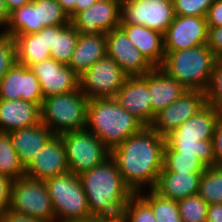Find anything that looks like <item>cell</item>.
<instances>
[{"label":"cell","instance_id":"cell-39","mask_svg":"<svg viewBox=\"0 0 222 222\" xmlns=\"http://www.w3.org/2000/svg\"><path fill=\"white\" fill-rule=\"evenodd\" d=\"M15 62L14 39L12 36L0 32V81Z\"/></svg>","mask_w":222,"mask_h":222},{"label":"cell","instance_id":"cell-7","mask_svg":"<svg viewBox=\"0 0 222 222\" xmlns=\"http://www.w3.org/2000/svg\"><path fill=\"white\" fill-rule=\"evenodd\" d=\"M10 210L43 222H56V214L45 181L27 176L13 180Z\"/></svg>","mask_w":222,"mask_h":222},{"label":"cell","instance_id":"cell-44","mask_svg":"<svg viewBox=\"0 0 222 222\" xmlns=\"http://www.w3.org/2000/svg\"><path fill=\"white\" fill-rule=\"evenodd\" d=\"M0 222H43L39 219L32 218L31 216L15 213L8 210L0 217Z\"/></svg>","mask_w":222,"mask_h":222},{"label":"cell","instance_id":"cell-51","mask_svg":"<svg viewBox=\"0 0 222 222\" xmlns=\"http://www.w3.org/2000/svg\"><path fill=\"white\" fill-rule=\"evenodd\" d=\"M97 0H78L75 3V14L91 7Z\"/></svg>","mask_w":222,"mask_h":222},{"label":"cell","instance_id":"cell-15","mask_svg":"<svg viewBox=\"0 0 222 222\" xmlns=\"http://www.w3.org/2000/svg\"><path fill=\"white\" fill-rule=\"evenodd\" d=\"M0 99L24 100L41 107L43 95L31 68L15 62L0 81Z\"/></svg>","mask_w":222,"mask_h":222},{"label":"cell","instance_id":"cell-45","mask_svg":"<svg viewBox=\"0 0 222 222\" xmlns=\"http://www.w3.org/2000/svg\"><path fill=\"white\" fill-rule=\"evenodd\" d=\"M206 222H222V203L208 205Z\"/></svg>","mask_w":222,"mask_h":222},{"label":"cell","instance_id":"cell-21","mask_svg":"<svg viewBox=\"0 0 222 222\" xmlns=\"http://www.w3.org/2000/svg\"><path fill=\"white\" fill-rule=\"evenodd\" d=\"M12 146L26 168L46 143L54 136L42 122L9 133Z\"/></svg>","mask_w":222,"mask_h":222},{"label":"cell","instance_id":"cell-37","mask_svg":"<svg viewBox=\"0 0 222 222\" xmlns=\"http://www.w3.org/2000/svg\"><path fill=\"white\" fill-rule=\"evenodd\" d=\"M206 101L209 106L222 112V58H217L215 61L206 91Z\"/></svg>","mask_w":222,"mask_h":222},{"label":"cell","instance_id":"cell-5","mask_svg":"<svg viewBox=\"0 0 222 222\" xmlns=\"http://www.w3.org/2000/svg\"><path fill=\"white\" fill-rule=\"evenodd\" d=\"M89 98L80 90L48 96L43 99L41 122L54 135L84 130L87 126Z\"/></svg>","mask_w":222,"mask_h":222},{"label":"cell","instance_id":"cell-30","mask_svg":"<svg viewBox=\"0 0 222 222\" xmlns=\"http://www.w3.org/2000/svg\"><path fill=\"white\" fill-rule=\"evenodd\" d=\"M0 174L6 175L12 180L25 176V168L20 162L19 156L12 146L10 134L0 132Z\"/></svg>","mask_w":222,"mask_h":222},{"label":"cell","instance_id":"cell-38","mask_svg":"<svg viewBox=\"0 0 222 222\" xmlns=\"http://www.w3.org/2000/svg\"><path fill=\"white\" fill-rule=\"evenodd\" d=\"M215 0H172L175 15L206 17Z\"/></svg>","mask_w":222,"mask_h":222},{"label":"cell","instance_id":"cell-16","mask_svg":"<svg viewBox=\"0 0 222 222\" xmlns=\"http://www.w3.org/2000/svg\"><path fill=\"white\" fill-rule=\"evenodd\" d=\"M30 68L39 80L43 98L79 89V76L67 64L49 58Z\"/></svg>","mask_w":222,"mask_h":222},{"label":"cell","instance_id":"cell-36","mask_svg":"<svg viewBox=\"0 0 222 222\" xmlns=\"http://www.w3.org/2000/svg\"><path fill=\"white\" fill-rule=\"evenodd\" d=\"M123 215L127 222H157L151 207L138 194L129 199Z\"/></svg>","mask_w":222,"mask_h":222},{"label":"cell","instance_id":"cell-29","mask_svg":"<svg viewBox=\"0 0 222 222\" xmlns=\"http://www.w3.org/2000/svg\"><path fill=\"white\" fill-rule=\"evenodd\" d=\"M79 33L71 24L65 26H57V34H54L53 46L50 49L51 58L68 64L71 56L76 48Z\"/></svg>","mask_w":222,"mask_h":222},{"label":"cell","instance_id":"cell-20","mask_svg":"<svg viewBox=\"0 0 222 222\" xmlns=\"http://www.w3.org/2000/svg\"><path fill=\"white\" fill-rule=\"evenodd\" d=\"M38 123H41L39 105L21 99H0V132L10 133Z\"/></svg>","mask_w":222,"mask_h":222},{"label":"cell","instance_id":"cell-35","mask_svg":"<svg viewBox=\"0 0 222 222\" xmlns=\"http://www.w3.org/2000/svg\"><path fill=\"white\" fill-rule=\"evenodd\" d=\"M183 222H206L208 204L198 194L177 201Z\"/></svg>","mask_w":222,"mask_h":222},{"label":"cell","instance_id":"cell-47","mask_svg":"<svg viewBox=\"0 0 222 222\" xmlns=\"http://www.w3.org/2000/svg\"><path fill=\"white\" fill-rule=\"evenodd\" d=\"M78 0H57L70 19L75 15V3Z\"/></svg>","mask_w":222,"mask_h":222},{"label":"cell","instance_id":"cell-14","mask_svg":"<svg viewBox=\"0 0 222 222\" xmlns=\"http://www.w3.org/2000/svg\"><path fill=\"white\" fill-rule=\"evenodd\" d=\"M207 35L206 17L175 15L163 35L164 51H179L205 45Z\"/></svg>","mask_w":222,"mask_h":222},{"label":"cell","instance_id":"cell-50","mask_svg":"<svg viewBox=\"0 0 222 222\" xmlns=\"http://www.w3.org/2000/svg\"><path fill=\"white\" fill-rule=\"evenodd\" d=\"M92 222H127L124 215L113 216V217H97L91 220Z\"/></svg>","mask_w":222,"mask_h":222},{"label":"cell","instance_id":"cell-32","mask_svg":"<svg viewBox=\"0 0 222 222\" xmlns=\"http://www.w3.org/2000/svg\"><path fill=\"white\" fill-rule=\"evenodd\" d=\"M166 143L181 155L196 156L206 167L215 166L212 140L166 141Z\"/></svg>","mask_w":222,"mask_h":222},{"label":"cell","instance_id":"cell-27","mask_svg":"<svg viewBox=\"0 0 222 222\" xmlns=\"http://www.w3.org/2000/svg\"><path fill=\"white\" fill-rule=\"evenodd\" d=\"M44 28L39 24L38 9L30 2L10 13L4 33L10 36L39 32Z\"/></svg>","mask_w":222,"mask_h":222},{"label":"cell","instance_id":"cell-3","mask_svg":"<svg viewBox=\"0 0 222 222\" xmlns=\"http://www.w3.org/2000/svg\"><path fill=\"white\" fill-rule=\"evenodd\" d=\"M144 127L115 97L89 100L86 129L97 136L110 151Z\"/></svg>","mask_w":222,"mask_h":222},{"label":"cell","instance_id":"cell-6","mask_svg":"<svg viewBox=\"0 0 222 222\" xmlns=\"http://www.w3.org/2000/svg\"><path fill=\"white\" fill-rule=\"evenodd\" d=\"M45 183L56 214V222H86L93 219L78 175L67 172L49 178Z\"/></svg>","mask_w":222,"mask_h":222},{"label":"cell","instance_id":"cell-33","mask_svg":"<svg viewBox=\"0 0 222 222\" xmlns=\"http://www.w3.org/2000/svg\"><path fill=\"white\" fill-rule=\"evenodd\" d=\"M207 167L196 156L181 155L167 143L164 148L162 170L173 172H204Z\"/></svg>","mask_w":222,"mask_h":222},{"label":"cell","instance_id":"cell-31","mask_svg":"<svg viewBox=\"0 0 222 222\" xmlns=\"http://www.w3.org/2000/svg\"><path fill=\"white\" fill-rule=\"evenodd\" d=\"M198 195L208 205L222 203V166L207 167L201 175Z\"/></svg>","mask_w":222,"mask_h":222},{"label":"cell","instance_id":"cell-24","mask_svg":"<svg viewBox=\"0 0 222 222\" xmlns=\"http://www.w3.org/2000/svg\"><path fill=\"white\" fill-rule=\"evenodd\" d=\"M129 40L145 58L154 66L161 67L165 59L163 34L142 25H119Z\"/></svg>","mask_w":222,"mask_h":222},{"label":"cell","instance_id":"cell-40","mask_svg":"<svg viewBox=\"0 0 222 222\" xmlns=\"http://www.w3.org/2000/svg\"><path fill=\"white\" fill-rule=\"evenodd\" d=\"M13 180L0 174V217L10 210V196Z\"/></svg>","mask_w":222,"mask_h":222},{"label":"cell","instance_id":"cell-19","mask_svg":"<svg viewBox=\"0 0 222 222\" xmlns=\"http://www.w3.org/2000/svg\"><path fill=\"white\" fill-rule=\"evenodd\" d=\"M221 116L220 110L207 104L197 114L168 134L165 139L166 141L212 140L216 123Z\"/></svg>","mask_w":222,"mask_h":222},{"label":"cell","instance_id":"cell-43","mask_svg":"<svg viewBox=\"0 0 222 222\" xmlns=\"http://www.w3.org/2000/svg\"><path fill=\"white\" fill-rule=\"evenodd\" d=\"M215 166H222V116L216 123L213 134Z\"/></svg>","mask_w":222,"mask_h":222},{"label":"cell","instance_id":"cell-28","mask_svg":"<svg viewBox=\"0 0 222 222\" xmlns=\"http://www.w3.org/2000/svg\"><path fill=\"white\" fill-rule=\"evenodd\" d=\"M137 194L151 207L157 222H183L176 200L163 197L154 189Z\"/></svg>","mask_w":222,"mask_h":222},{"label":"cell","instance_id":"cell-17","mask_svg":"<svg viewBox=\"0 0 222 222\" xmlns=\"http://www.w3.org/2000/svg\"><path fill=\"white\" fill-rule=\"evenodd\" d=\"M115 98L145 126L152 124L153 109L148 89V73L143 76H127Z\"/></svg>","mask_w":222,"mask_h":222},{"label":"cell","instance_id":"cell-49","mask_svg":"<svg viewBox=\"0 0 222 222\" xmlns=\"http://www.w3.org/2000/svg\"><path fill=\"white\" fill-rule=\"evenodd\" d=\"M9 13L13 12L15 9L23 7L29 4L32 0H4Z\"/></svg>","mask_w":222,"mask_h":222},{"label":"cell","instance_id":"cell-1","mask_svg":"<svg viewBox=\"0 0 222 222\" xmlns=\"http://www.w3.org/2000/svg\"><path fill=\"white\" fill-rule=\"evenodd\" d=\"M165 137L145 126L111 151L125 184L134 194L154 189L163 168Z\"/></svg>","mask_w":222,"mask_h":222},{"label":"cell","instance_id":"cell-41","mask_svg":"<svg viewBox=\"0 0 222 222\" xmlns=\"http://www.w3.org/2000/svg\"><path fill=\"white\" fill-rule=\"evenodd\" d=\"M206 45L218 58H222V27H208Z\"/></svg>","mask_w":222,"mask_h":222},{"label":"cell","instance_id":"cell-34","mask_svg":"<svg viewBox=\"0 0 222 222\" xmlns=\"http://www.w3.org/2000/svg\"><path fill=\"white\" fill-rule=\"evenodd\" d=\"M31 3L38 9L39 24L43 27L65 26L70 23V17L57 0H32Z\"/></svg>","mask_w":222,"mask_h":222},{"label":"cell","instance_id":"cell-23","mask_svg":"<svg viewBox=\"0 0 222 222\" xmlns=\"http://www.w3.org/2000/svg\"><path fill=\"white\" fill-rule=\"evenodd\" d=\"M148 89L152 102L153 120L156 114L175 102L187 90L161 67H155L148 72Z\"/></svg>","mask_w":222,"mask_h":222},{"label":"cell","instance_id":"cell-12","mask_svg":"<svg viewBox=\"0 0 222 222\" xmlns=\"http://www.w3.org/2000/svg\"><path fill=\"white\" fill-rule=\"evenodd\" d=\"M206 105V92L186 90L175 102L156 114L150 127L166 137Z\"/></svg>","mask_w":222,"mask_h":222},{"label":"cell","instance_id":"cell-48","mask_svg":"<svg viewBox=\"0 0 222 222\" xmlns=\"http://www.w3.org/2000/svg\"><path fill=\"white\" fill-rule=\"evenodd\" d=\"M43 34H45L46 45L51 49L54 41V34H57V26L44 27Z\"/></svg>","mask_w":222,"mask_h":222},{"label":"cell","instance_id":"cell-26","mask_svg":"<svg viewBox=\"0 0 222 222\" xmlns=\"http://www.w3.org/2000/svg\"><path fill=\"white\" fill-rule=\"evenodd\" d=\"M16 62L31 67L51 58L50 48L46 45L43 28L36 33L13 36Z\"/></svg>","mask_w":222,"mask_h":222},{"label":"cell","instance_id":"cell-13","mask_svg":"<svg viewBox=\"0 0 222 222\" xmlns=\"http://www.w3.org/2000/svg\"><path fill=\"white\" fill-rule=\"evenodd\" d=\"M105 34L107 56L111 57L127 76H143L155 68L134 47L120 26Z\"/></svg>","mask_w":222,"mask_h":222},{"label":"cell","instance_id":"cell-22","mask_svg":"<svg viewBox=\"0 0 222 222\" xmlns=\"http://www.w3.org/2000/svg\"><path fill=\"white\" fill-rule=\"evenodd\" d=\"M202 173L161 170L154 190L161 196L176 201L198 194Z\"/></svg>","mask_w":222,"mask_h":222},{"label":"cell","instance_id":"cell-25","mask_svg":"<svg viewBox=\"0 0 222 222\" xmlns=\"http://www.w3.org/2000/svg\"><path fill=\"white\" fill-rule=\"evenodd\" d=\"M106 55L105 33L99 35L80 34L76 48L67 65L80 76Z\"/></svg>","mask_w":222,"mask_h":222},{"label":"cell","instance_id":"cell-2","mask_svg":"<svg viewBox=\"0 0 222 222\" xmlns=\"http://www.w3.org/2000/svg\"><path fill=\"white\" fill-rule=\"evenodd\" d=\"M79 179L92 218L122 215L127 202L134 195L111 156L102 164L83 172Z\"/></svg>","mask_w":222,"mask_h":222},{"label":"cell","instance_id":"cell-42","mask_svg":"<svg viewBox=\"0 0 222 222\" xmlns=\"http://www.w3.org/2000/svg\"><path fill=\"white\" fill-rule=\"evenodd\" d=\"M208 27H222V0H215L206 15Z\"/></svg>","mask_w":222,"mask_h":222},{"label":"cell","instance_id":"cell-18","mask_svg":"<svg viewBox=\"0 0 222 222\" xmlns=\"http://www.w3.org/2000/svg\"><path fill=\"white\" fill-rule=\"evenodd\" d=\"M69 172L62 138L54 135L25 168V176L45 181Z\"/></svg>","mask_w":222,"mask_h":222},{"label":"cell","instance_id":"cell-8","mask_svg":"<svg viewBox=\"0 0 222 222\" xmlns=\"http://www.w3.org/2000/svg\"><path fill=\"white\" fill-rule=\"evenodd\" d=\"M65 149L69 172L81 175L83 172L102 164L111 156V151L87 129L60 135Z\"/></svg>","mask_w":222,"mask_h":222},{"label":"cell","instance_id":"cell-10","mask_svg":"<svg viewBox=\"0 0 222 222\" xmlns=\"http://www.w3.org/2000/svg\"><path fill=\"white\" fill-rule=\"evenodd\" d=\"M127 75L109 56H105L79 76V88L89 98L115 97Z\"/></svg>","mask_w":222,"mask_h":222},{"label":"cell","instance_id":"cell-11","mask_svg":"<svg viewBox=\"0 0 222 222\" xmlns=\"http://www.w3.org/2000/svg\"><path fill=\"white\" fill-rule=\"evenodd\" d=\"M121 0H97L86 10L77 12L70 23L82 35H99L120 25Z\"/></svg>","mask_w":222,"mask_h":222},{"label":"cell","instance_id":"cell-4","mask_svg":"<svg viewBox=\"0 0 222 222\" xmlns=\"http://www.w3.org/2000/svg\"><path fill=\"white\" fill-rule=\"evenodd\" d=\"M217 58L205 44L179 51L165 52L161 68L185 89L206 92Z\"/></svg>","mask_w":222,"mask_h":222},{"label":"cell","instance_id":"cell-9","mask_svg":"<svg viewBox=\"0 0 222 222\" xmlns=\"http://www.w3.org/2000/svg\"><path fill=\"white\" fill-rule=\"evenodd\" d=\"M120 24L142 25L164 35L175 13L172 0H121Z\"/></svg>","mask_w":222,"mask_h":222},{"label":"cell","instance_id":"cell-46","mask_svg":"<svg viewBox=\"0 0 222 222\" xmlns=\"http://www.w3.org/2000/svg\"><path fill=\"white\" fill-rule=\"evenodd\" d=\"M10 19V13L6 7L5 1L0 0V32H3Z\"/></svg>","mask_w":222,"mask_h":222}]
</instances>
